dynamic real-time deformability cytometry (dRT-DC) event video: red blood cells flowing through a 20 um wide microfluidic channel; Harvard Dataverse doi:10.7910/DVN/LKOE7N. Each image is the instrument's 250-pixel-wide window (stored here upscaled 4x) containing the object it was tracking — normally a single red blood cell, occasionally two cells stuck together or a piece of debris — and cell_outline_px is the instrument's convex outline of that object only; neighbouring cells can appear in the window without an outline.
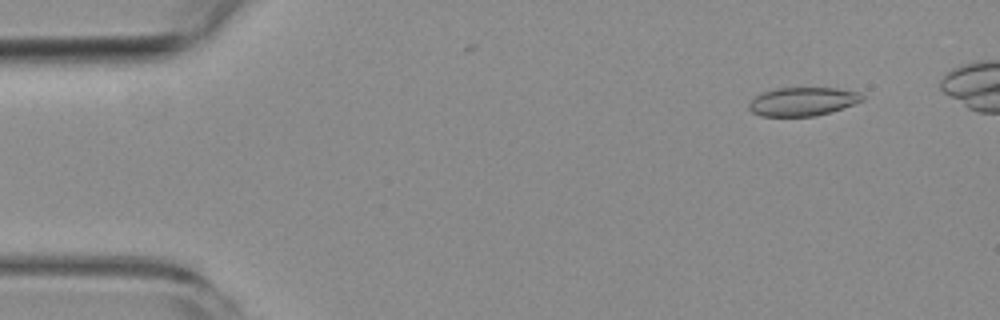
{"species": "common noctule bat (a hibernating species)", "species_latin": "Nyctalus noctula", "temperature_condition": "room temperature", "stored_images_in_passage": 2, "camera_frame_rate_fps": 3000, "um_per_image_px": 0.085, "animal": {"sex": "female", "body_mass_g": 19.3, "forearm_length_mm": 54.1}, "frame": {"image": 1, "passage_image": 1, "time_ms": 0.0, "image_size_px": [1000, 320], "cell_outline_px": [[864, 100], [816, 116], [760, 116], [752, 112], [748, 108], [748, 104], [756, 96], [764, 92], [776, 88], [836, 88], [856, 92], [864, 96]], "centroid_in_image_um": [68.18, 8.63], "position_along_channel_um": 16.8, "area_um2": 18.55}}